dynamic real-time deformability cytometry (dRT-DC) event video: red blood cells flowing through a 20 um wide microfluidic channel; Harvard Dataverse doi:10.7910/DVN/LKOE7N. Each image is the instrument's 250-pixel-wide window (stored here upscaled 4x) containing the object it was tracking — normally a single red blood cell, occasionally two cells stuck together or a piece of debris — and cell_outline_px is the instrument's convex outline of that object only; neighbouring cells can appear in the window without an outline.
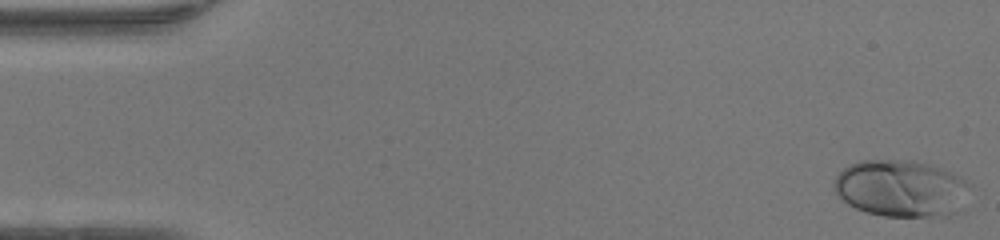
{"species": "human", "species_latin": "Homo sapiens", "temperature_condition": "warm", "stored_images_in_passage": 48, "camera_frame_rate_fps": 3000, "um_per_image_px": 0.085, "donor": {"sex": "female"}, "frame": {"image": 1, "passage_image": 1, "time_ms": 0.0, "image_size_px": [1000, 240], "cell_outline_px": [[972, 184], [956, 212], [948, 216], [884, 216], [868, 212], [856, 208], [848, 204], [832, 188], [832, 184], [836, 176], [844, 168], [860, 160], [912, 160], [928, 164], [952, 172]], "centroid_in_image_um": [76.58, 16.0], "position_along_channel_um": 8.4, "area_um2": 44.85}}
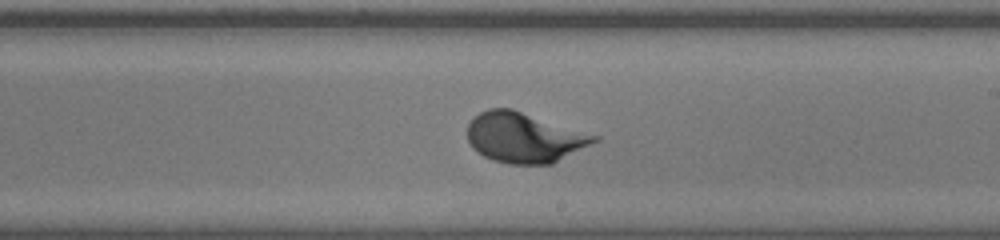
{"frame": {"image": 2, "passage_image": 28, "time_ms": 9.0, "image_size_px": [1000, 240], "cell_outline_px": [[600, 140], [552, 164], [508, 164], [492, 160], [484, 156], [472, 148], [468, 140], [468, 124], [480, 112], [488, 108], [512, 108], [600, 136]], "centroid_in_image_um": [44.58, 11.69], "position_along_channel_um": 244.4, "area_um2": 37.17}}
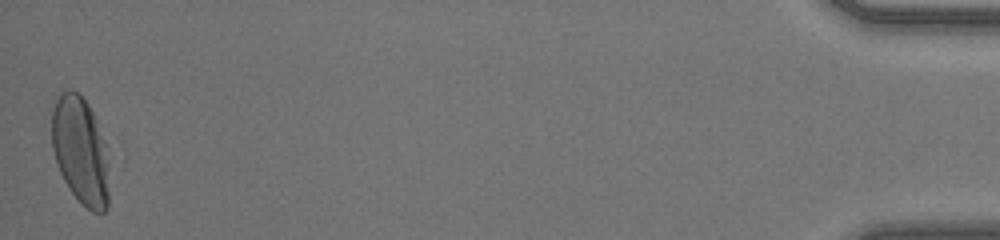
{"frame": {"image": 3, "passage_image": 48, "time_ms": 15.667, "image_size_px": [1000, 240], "cell_outline_px": [[108, 208], [104, 212], [92, 212], [68, 188], [60, 172], [52, 148], [52, 108], [60, 92], [68, 88], [76, 92], [88, 104], [92, 112], [108, 164]], "centroid_in_image_um": [6.79, 12.81], "position_along_channel_um": 428.4, "area_um2": 35.03}}